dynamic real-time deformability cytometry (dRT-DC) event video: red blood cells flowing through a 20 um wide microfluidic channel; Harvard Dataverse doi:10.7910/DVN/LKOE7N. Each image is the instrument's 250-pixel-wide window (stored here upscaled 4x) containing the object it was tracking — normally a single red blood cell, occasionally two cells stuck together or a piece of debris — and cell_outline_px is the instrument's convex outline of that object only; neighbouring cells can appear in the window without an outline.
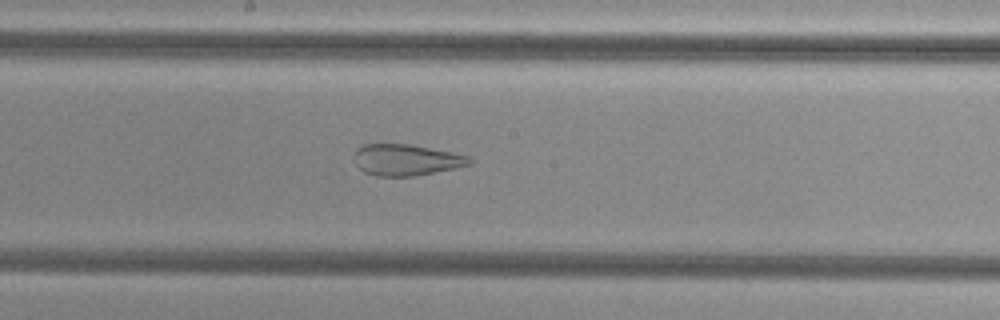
{"species": "common noctule bat (a hibernating species)", "species_latin": "Nyctalus noctula", "temperature_condition": "cold", "stored_images_in_passage": 47, "camera_frame_rate_fps": 3000, "um_per_image_px": 0.085, "animal": {"sex": "female", "body_mass_g": 29.2, "forearm_length_mm": 56.3}, "frame": {"image": 1, "passage_image": 23, "time_ms": 7.333, "image_size_px": [1000, 320], "cell_outline_px": [[472, 164], [456, 168], [412, 176], [376, 176], [364, 172], [356, 164], [352, 156], [356, 148], [364, 144], [408, 144], [452, 152], [468, 156], [472, 160]], "centroid_in_image_um": [34.49, 13.59], "position_along_channel_um": 213.7, "area_um2": 21.04}}
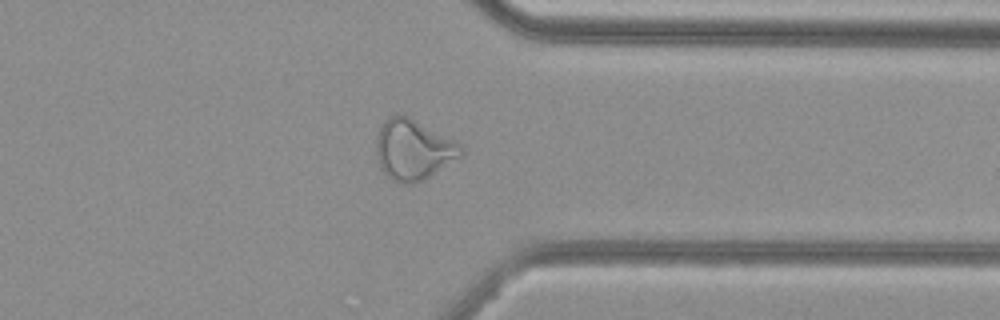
{"frame": {"image": 2, "passage_image": 36, "time_ms": 11.667, "image_size_px": [1000, 320], "cell_outline_px": [[464, 152], [460, 156], [428, 176], [412, 184], [404, 184], [392, 180], [380, 168], [376, 160], [376, 136], [384, 120], [388, 116], [396, 112], [400, 112], [464, 144]], "centroid_in_image_um": [35.1, 12.67], "position_along_channel_um": 376.3, "area_um2": 30.06}}
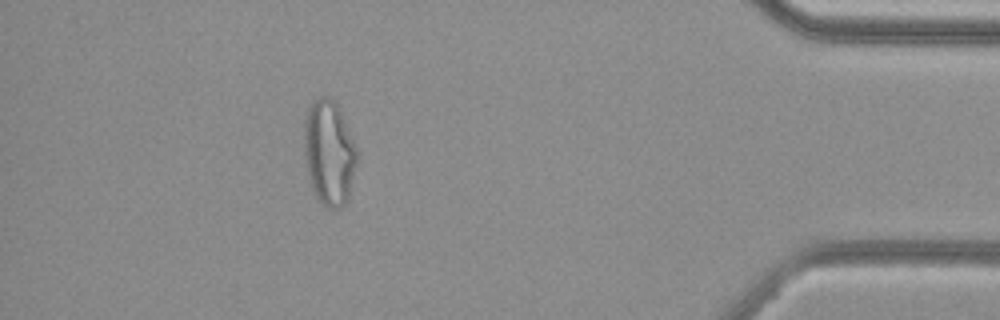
{"frame": {"image": 3, "passage_image": 42, "time_ms": 13.667, "image_size_px": [1000, 320], "cell_outline_px": [[360, 152], [348, 200], [340, 208], [328, 208], [316, 200], [312, 192], [304, 152], [304, 120], [308, 108], [320, 96], [328, 96], [336, 100]], "centroid_in_image_um": [28.01, 12.99], "position_along_channel_um": 407.2, "area_um2": 33.18}}